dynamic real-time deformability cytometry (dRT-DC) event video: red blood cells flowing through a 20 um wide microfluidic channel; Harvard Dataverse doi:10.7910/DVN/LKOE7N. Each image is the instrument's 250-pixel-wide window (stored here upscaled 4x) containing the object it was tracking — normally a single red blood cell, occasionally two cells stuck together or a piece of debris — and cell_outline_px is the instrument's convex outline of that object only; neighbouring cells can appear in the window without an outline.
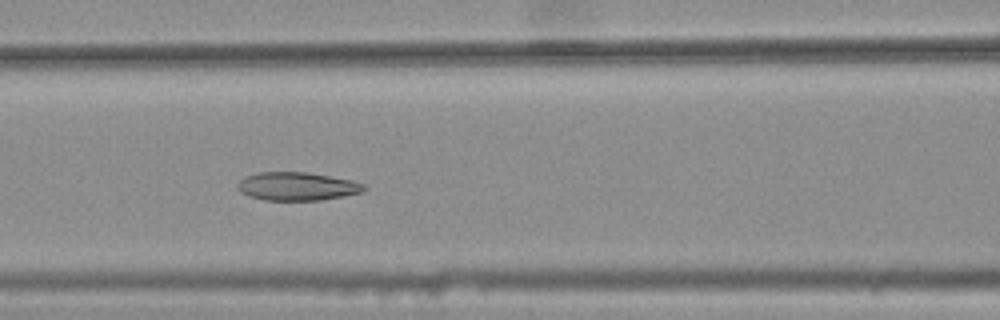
{"species": "common noctule bat (a hibernating species)", "species_latin": "Nyctalus noctula", "temperature_condition": "warm", "stored_images_in_passage": 32, "camera_frame_rate_fps": 3000, "um_per_image_px": 0.085, "animal": {"sex": "female", "body_mass_g": 25.1}, "frame": {"image": 1, "passage_image": 10, "time_ms": 3.0, "image_size_px": [1000, 320], "cell_outline_px": [[368, 188], [364, 192], [344, 196], [320, 200], [264, 200], [248, 196], [240, 192], [236, 188], [236, 184], [244, 176], [256, 172], [308, 172], [352, 180], [364, 184]], "centroid_in_image_um": [25.24, 15.83], "position_along_channel_um": 141.4, "area_um2": 21.15}}
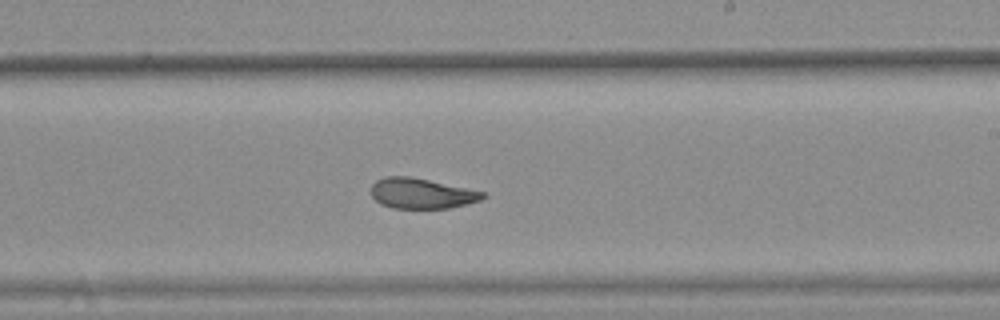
{"frame": {"image": 2, "passage_image": 19, "time_ms": 6.0, "image_size_px": [1000, 320], "cell_outline_px": [[488, 196], [480, 200], [448, 208], [392, 208], [380, 204], [372, 196], [372, 184], [376, 180], [384, 176], [408, 176], [428, 180], [484, 192]], "centroid_in_image_um": [35.8, 16.44], "position_along_channel_um": 253.2, "area_um2": 19.54}}
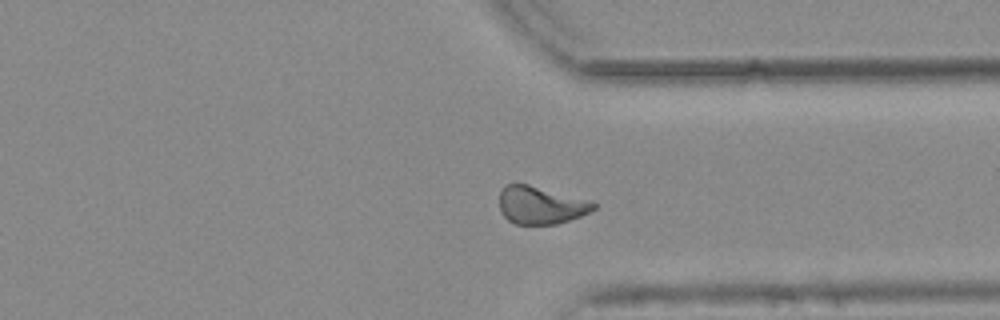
{"frame": {"image": 3, "passage_image": 28, "time_ms": 9.0, "image_size_px": [1000, 320], "cell_outline_px": [[596, 208], [580, 216], [556, 224], [516, 224], [508, 220], [500, 212], [500, 192], [504, 184], [528, 184], [592, 200], [596, 204]], "centroid_in_image_um": [45.96, 17.43], "position_along_channel_um": 365.4, "area_um2": 20.75}, "authors_computed_cell_mechanics": {"area_um2": 20.8369, "velocity_mm_per_s": 3.7363, "shape_relaxation_time_tau1_ms": null, "shape_relaxation_time_tau2_ms": 1.7234, "deformation_change_tau1": null, "deformation_change_tau2": 0.0821}}